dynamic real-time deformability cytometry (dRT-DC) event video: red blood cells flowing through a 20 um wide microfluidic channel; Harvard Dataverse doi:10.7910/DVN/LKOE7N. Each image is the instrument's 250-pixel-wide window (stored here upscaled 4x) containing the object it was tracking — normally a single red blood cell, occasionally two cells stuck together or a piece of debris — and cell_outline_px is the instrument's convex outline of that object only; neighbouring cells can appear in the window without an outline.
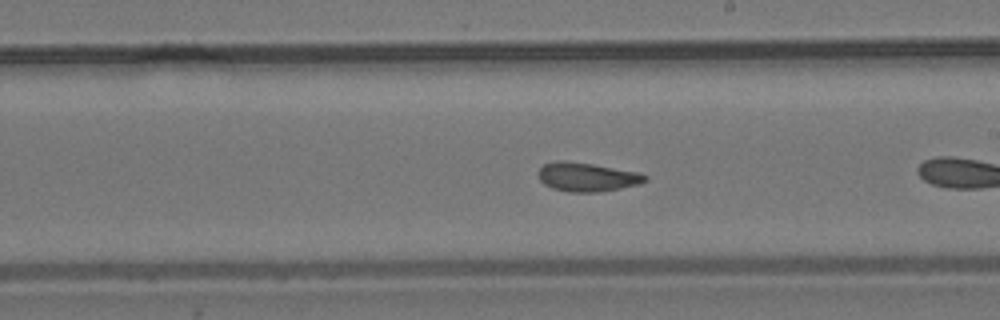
{"species": "common noctule bat (a hibernating species)", "species_latin": "Nyctalus noctula", "temperature_condition": "room temperature", "stored_images_in_passage": 21, "camera_frame_rate_fps": 3000, "um_per_image_px": 0.085, "animal": {"sex": "male", "body_mass_g": 19.2, "forearm_length_mm": 51.8}, "frame": {"image": 1, "passage_image": 15, "time_ms": 4.667, "image_size_px": [1000, 320], "cell_outline_px": [[648, 180], [640, 184], [600, 192], [568, 192], [552, 188], [544, 184], [540, 180], [540, 168], [544, 164], [556, 160], [564, 160], [592, 164], [640, 172], [648, 176]], "centroid_in_image_um": [49.93, 15.04], "position_along_channel_um": 239.1, "area_um2": 18.03}}
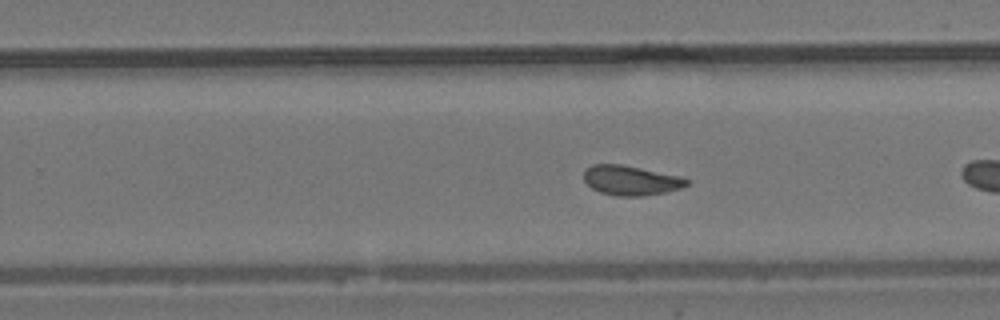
{"frame": {"image": 2, "passage_image": 18, "time_ms": 5.667, "image_size_px": [1000, 320], "cell_outline_px": [[688, 184], [680, 188], [668, 192], [640, 196], [616, 196], [600, 192], [592, 188], [584, 180], [584, 172], [592, 164], [620, 164], [680, 176], [688, 180]], "centroid_in_image_um": [53.61, 15.34], "position_along_channel_um": 276.2, "area_um2": 17.63}}